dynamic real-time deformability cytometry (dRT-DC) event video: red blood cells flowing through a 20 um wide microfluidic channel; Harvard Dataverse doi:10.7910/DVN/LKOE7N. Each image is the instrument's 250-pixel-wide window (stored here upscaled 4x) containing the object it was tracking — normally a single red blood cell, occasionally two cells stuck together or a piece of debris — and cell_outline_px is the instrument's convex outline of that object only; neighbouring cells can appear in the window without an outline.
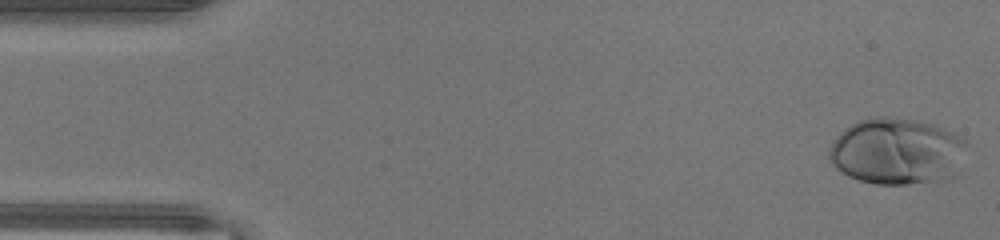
{"species": "human", "species_latin": "Homo sapiens", "temperature_condition": "warm", "stored_images_in_passage": 46, "camera_frame_rate_fps": 3000, "um_per_image_px": 0.085, "donor": {"sex": "male"}, "frame": {"image": 1, "passage_image": 1, "time_ms": 0.0, "image_size_px": [1000, 240], "cell_outline_px": [[968, 144], [956, 172], [948, 176], [908, 184], [876, 184], [860, 180], [848, 176], [836, 168], [832, 164], [828, 156], [828, 148], [836, 136], [844, 128], [856, 120], [876, 116], [884, 116], [916, 120], [932, 124], [944, 128], [952, 132], [964, 140]], "centroid_in_image_um": [76.16, 12.83], "position_along_channel_um": 8.8, "area_um2": 53.06}}
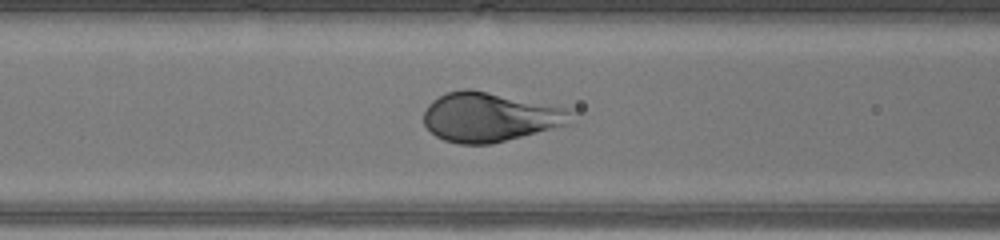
{"frame": {"image": 2, "passage_image": 18, "time_ms": 5.667, "image_size_px": [1000, 240], "cell_outline_px": [[580, 112], [568, 124], [492, 144], [460, 144], [444, 140], [436, 136], [424, 124], [424, 112], [428, 104], [432, 100], [448, 92], [464, 88], [468, 88], [568, 108]], "centroid_in_image_um": [41.68, 9.95], "position_along_channel_um": 124.9, "area_um2": 42.31}}
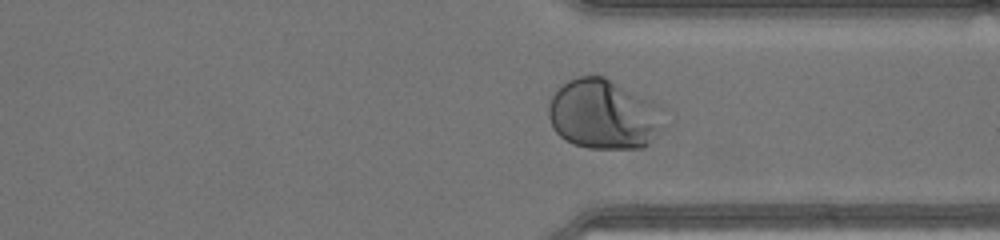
{"frame": {"image": 3, "passage_image": 34, "time_ms": 11.0, "image_size_px": [1000, 240], "cell_outline_px": [[652, 124], [648, 144], [644, 148], [588, 148], [572, 144], [564, 140], [556, 132], [548, 116], [548, 104], [552, 96], [568, 80], [580, 76], [604, 76], [652, 104]], "centroid_in_image_um": [51.02, 9.73], "position_along_channel_um": 360.4, "area_um2": 43.87}}